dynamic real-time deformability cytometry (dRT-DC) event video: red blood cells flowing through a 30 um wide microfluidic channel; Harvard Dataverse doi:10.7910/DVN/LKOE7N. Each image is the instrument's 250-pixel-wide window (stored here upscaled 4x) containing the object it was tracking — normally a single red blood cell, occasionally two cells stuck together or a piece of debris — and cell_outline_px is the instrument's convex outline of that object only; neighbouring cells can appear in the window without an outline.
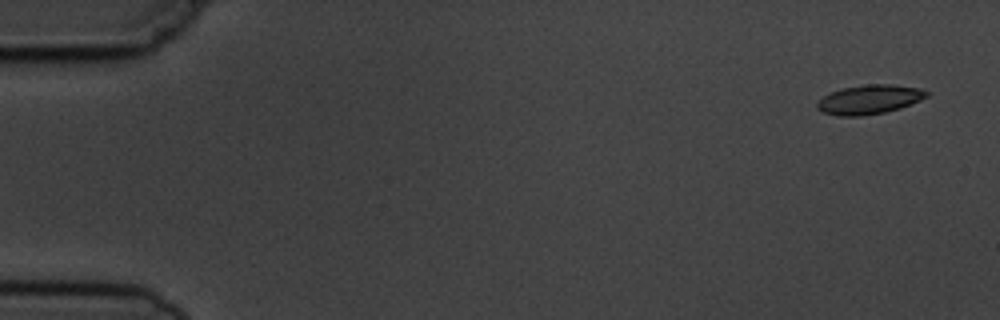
{"species": "common noctule bat (a hibernating species)", "species_latin": "Nyctalus noctula", "temperature_condition": "cold", "stored_images_in_passage": 5, "camera_frame_rate_fps": 3000, "um_per_image_px": 0.085, "animal": {"sex": "male", "body_mass_g": 19.5, "forearm_length_mm": 54.6}, "frame": {"image": 1, "passage_image": 1, "time_ms": 0.0, "image_size_px": [1000, 320], "cell_outline_px": [[928, 96], [920, 100], [900, 108], [884, 112], [860, 116], [836, 116], [824, 112], [816, 108], [816, 104], [824, 96], [832, 92], [844, 88], [868, 84], [892, 84], [920, 88], [928, 92]], "centroid_in_image_um": [73.9, 8.46], "position_along_channel_um": 11.1, "area_um2": 18.44}}
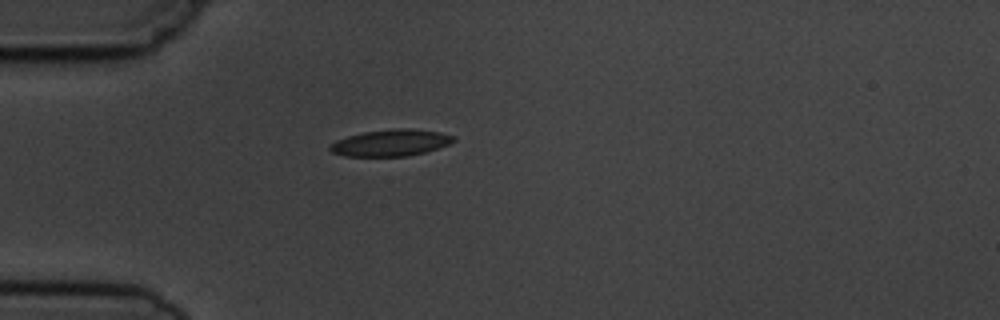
{"frame": {"image": 2, "passage_image": 5, "time_ms": 4.333, "image_size_px": [1000, 320], "cell_outline_px": [[456, 140], [448, 144], [424, 152], [408, 156], [344, 156], [332, 152], [328, 148], [336, 140], [348, 136], [364, 132], [392, 128], [408, 128], [440, 132], [452, 136]], "centroid_in_image_um": [33.19, 12.13], "position_along_channel_um": 51.8, "area_um2": 18.96}}